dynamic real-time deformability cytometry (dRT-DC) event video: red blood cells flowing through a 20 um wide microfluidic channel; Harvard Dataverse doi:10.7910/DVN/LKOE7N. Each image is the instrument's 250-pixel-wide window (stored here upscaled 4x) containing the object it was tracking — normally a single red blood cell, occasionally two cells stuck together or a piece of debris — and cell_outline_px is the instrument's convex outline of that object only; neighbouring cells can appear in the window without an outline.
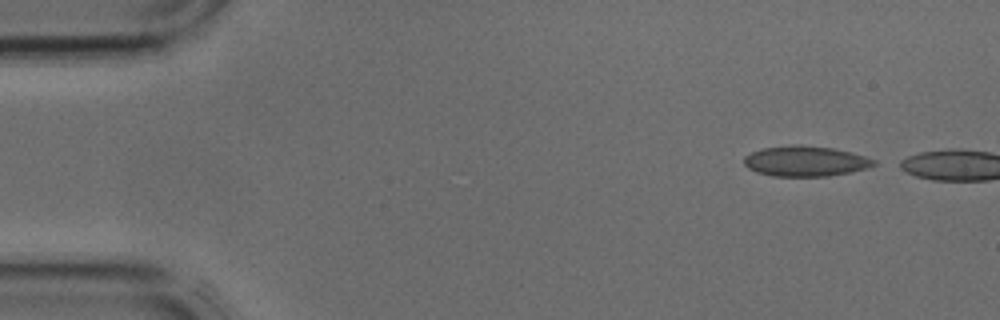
{"species": "common noctule bat (a hibernating species)", "species_latin": "Nyctalus noctula", "temperature_condition": "cold", "stored_images_in_passage": 3, "camera_frame_rate_fps": 3000, "um_per_image_px": 0.085, "animal": {"sex": "male", "body_mass_g": 17.9, "forearm_length_mm": 54.2}, "frame": {"image": 1, "passage_image": 1, "time_ms": 0.0, "image_size_px": [1000, 320], "cell_outline_px": [[876, 164], [868, 168], [852, 172], [828, 176], [772, 176], [756, 172], [748, 168], [744, 164], [744, 156], [752, 152], [764, 148], [792, 144], [800, 144], [832, 148], [852, 152], [876, 160]], "centroid_in_image_um": [68.47, 13.7], "position_along_channel_um": 16.5, "area_um2": 23.12}}